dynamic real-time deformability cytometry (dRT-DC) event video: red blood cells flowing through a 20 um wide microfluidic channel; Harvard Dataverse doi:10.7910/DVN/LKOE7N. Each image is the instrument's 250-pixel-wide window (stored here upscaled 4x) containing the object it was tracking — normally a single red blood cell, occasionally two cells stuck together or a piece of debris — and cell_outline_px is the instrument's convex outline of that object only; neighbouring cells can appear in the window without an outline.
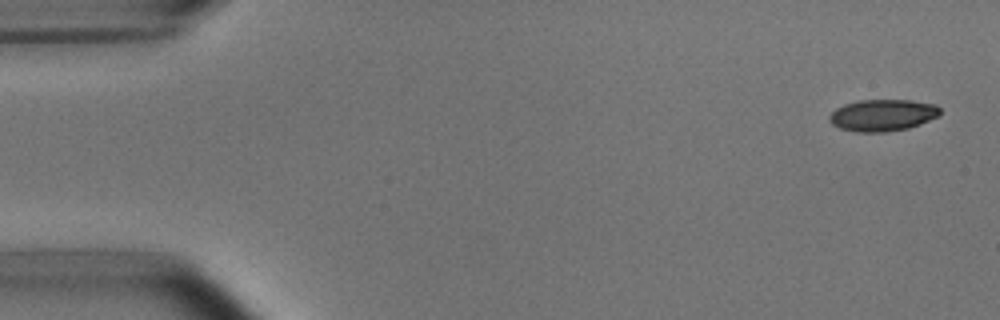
{"species": "common noctule bat (a hibernating species)", "species_latin": "Nyctalus noctula", "temperature_condition": "room temperature", "stored_images_in_passage": 4, "camera_frame_rate_fps": 3000, "um_per_image_px": 0.085, "animal": {"sex": "male", "body_mass_g": 15.6}, "frame": {"image": 1, "passage_image": 1, "time_ms": 0.0, "image_size_px": [1000, 320], "cell_outline_px": [[940, 116], [920, 124], [908, 128], [884, 132], [856, 132], [840, 128], [832, 124], [828, 120], [828, 116], [836, 108], [844, 104], [860, 100], [912, 100], [936, 104], [940, 108]], "centroid_in_image_um": [75.03, 9.79], "position_along_channel_um": 10.0, "area_um2": 20.63}}
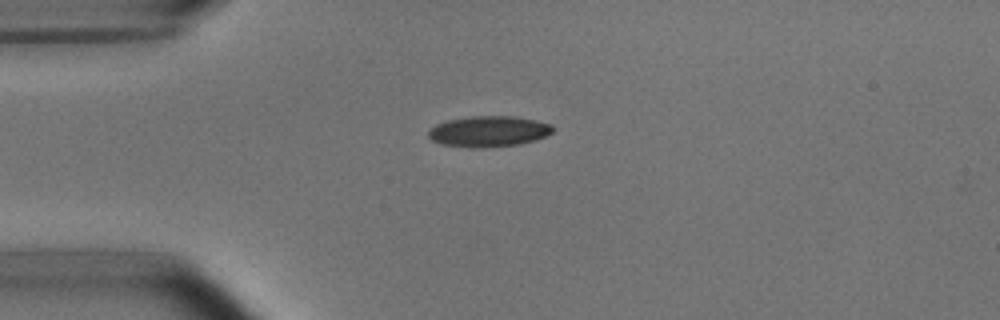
{"frame": {"image": 2, "passage_image": 4, "time_ms": 3.667, "image_size_px": [1000, 320], "cell_outline_px": [[556, 128], [552, 132], [536, 140], [520, 144], [476, 148], [468, 148], [440, 144], [432, 140], [428, 136], [428, 132], [436, 124], [448, 120], [472, 116], [512, 116], [536, 120], [552, 124]], "centroid_in_image_um": [41.55, 11.17], "position_along_channel_um": 43.5, "area_um2": 22.43}}